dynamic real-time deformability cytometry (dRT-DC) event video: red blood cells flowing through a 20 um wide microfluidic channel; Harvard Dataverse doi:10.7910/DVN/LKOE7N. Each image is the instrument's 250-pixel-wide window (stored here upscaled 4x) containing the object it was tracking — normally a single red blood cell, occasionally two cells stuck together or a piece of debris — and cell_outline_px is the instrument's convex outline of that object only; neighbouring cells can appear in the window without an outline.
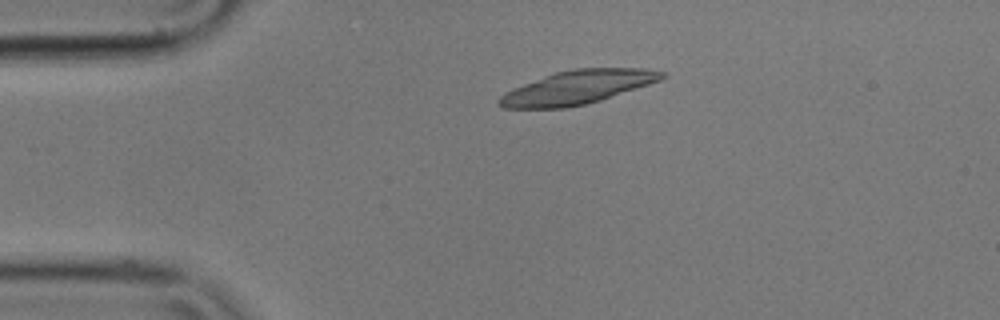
{"species": "common noctule bat (a hibernating species)", "species_latin": "Nyctalus noctula", "temperature_condition": "cold", "stored_images_in_passage": 1, "camera_frame_rate_fps": 3000, "um_per_image_px": 0.085, "animal": {"sex": "male", "body_mass_g": 17.9}, "frame": {"image": 1, "passage_image": 1, "time_ms": 0.0, "image_size_px": [1000, 320], "cell_outline_px": [[668, 76], [660, 80], [600, 100], [584, 104], [564, 108], [504, 108], [496, 104], [496, 100], [504, 92], [544, 76], [556, 72], [576, 68], [648, 68], [668, 72]], "centroid_in_image_um": [49.09, 7.41], "position_along_channel_um": 35.9, "area_um2": 31.73}}